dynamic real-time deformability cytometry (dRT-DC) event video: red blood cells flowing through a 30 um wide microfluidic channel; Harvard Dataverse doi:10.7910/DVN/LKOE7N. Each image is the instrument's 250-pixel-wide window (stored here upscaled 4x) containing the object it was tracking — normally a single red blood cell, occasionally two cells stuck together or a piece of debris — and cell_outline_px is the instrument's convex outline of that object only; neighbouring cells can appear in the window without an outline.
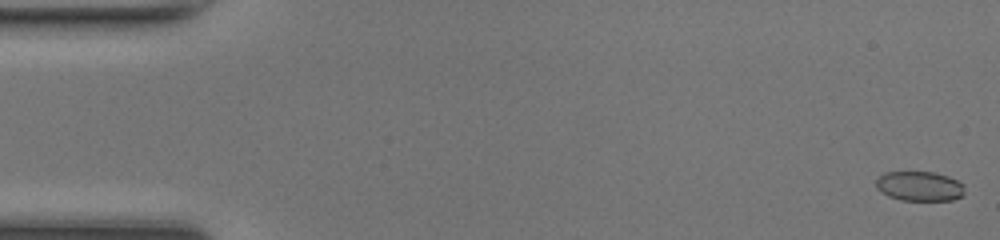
{"species": "common noctule bat (a hibernating species)", "species_latin": "Nyctalus noctula", "temperature_condition": "room temperature", "stored_images_in_passage": 49, "camera_frame_rate_fps": 3000, "um_per_image_px": 0.085, "animal": {"sex": "female", "body_mass_g": 17.0, "forearm_length_mm": 48.0}, "frame": {"image": 1, "passage_image": 1, "time_ms": 0.0, "image_size_px": [1000, 240], "cell_outline_px": [[964, 196], [952, 200], [900, 200], [888, 196], [880, 192], [876, 188], [876, 180], [884, 172], [932, 172], [948, 176], [964, 184]], "centroid_in_image_um": [78.16, 15.83], "position_along_channel_um": 6.8, "area_um2": 15.43}}
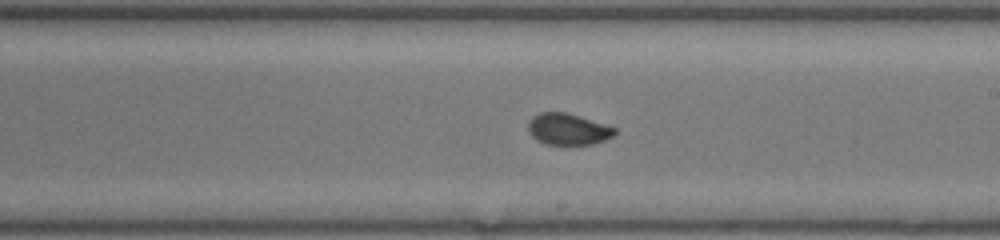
{"frame": {"image": 2, "passage_image": 28, "time_ms": 9.0, "image_size_px": [1000, 240], "cell_outline_px": [[616, 132], [612, 136], [604, 140], [592, 144], [548, 144], [536, 140], [528, 132], [528, 124], [532, 116], [540, 112], [564, 112], [604, 124], [616, 128]], "centroid_in_image_um": [48.24, 10.98], "position_along_channel_um": 240.8, "area_um2": 15.61}}
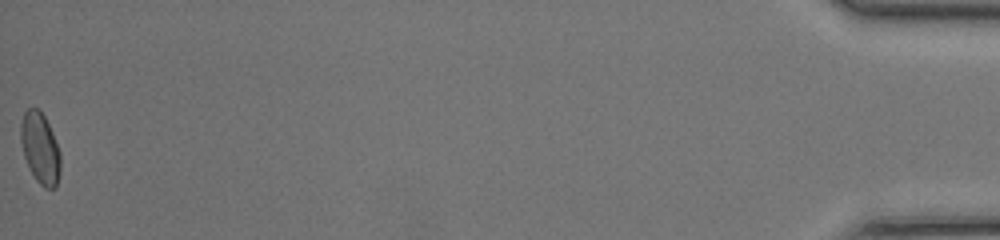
{"frame": {"image": 3, "passage_image": 49, "time_ms": 16.0, "image_size_px": [1000, 240], "cell_outline_px": [[60, 172], [56, 188], [44, 188], [36, 180], [24, 156], [20, 140], [20, 124], [24, 112], [28, 108], [36, 108], [44, 116], [52, 132], [60, 152]], "centroid_in_image_um": [3.41, 12.6], "position_along_channel_um": 431.8, "area_um2": 16.3}, "authors_computed_cell_mechanics": {"area_um2": 16.2996, "velocity_mm_per_s": 4.291, "shape_relaxation_time_tau1_ms": 4.3603, "shape_relaxation_time_tau2_ms": null, "deformation_change_tau1": 0.1108, "deformation_change_tau2": null}}